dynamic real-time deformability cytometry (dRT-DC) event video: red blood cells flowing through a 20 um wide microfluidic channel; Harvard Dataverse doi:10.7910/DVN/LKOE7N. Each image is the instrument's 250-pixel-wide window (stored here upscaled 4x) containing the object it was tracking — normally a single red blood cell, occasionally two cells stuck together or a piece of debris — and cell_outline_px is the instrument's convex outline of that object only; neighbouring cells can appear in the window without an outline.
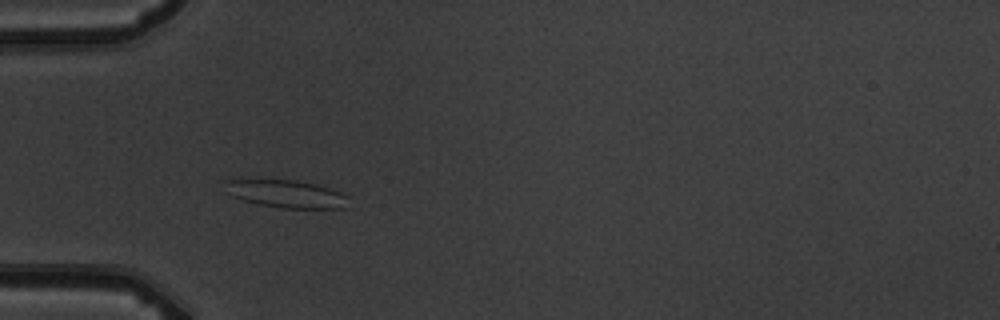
{"species": "common noctule bat (a hibernating species)", "species_latin": "Nyctalus noctula", "temperature_condition": "warm", "stored_images_in_passage": 4, "camera_frame_rate_fps": 3000, "um_per_image_px": 0.085, "animal": {"sex": "male", "body_mass_g": 19.5, "forearm_length_mm": 54.6}, "frame": {"image": 1, "passage_image": 3, "time_ms": 2.667, "image_size_px": [1000, 320], "cell_outline_px": [[348, 208], [280, 208], [260, 204], [244, 200], [232, 196], [224, 192], [224, 180], [240, 176], [296, 180], [316, 184], [340, 192], [348, 196]], "centroid_in_image_um": [24.19, 16.42], "position_along_channel_um": 60.8, "area_um2": 20.98}}
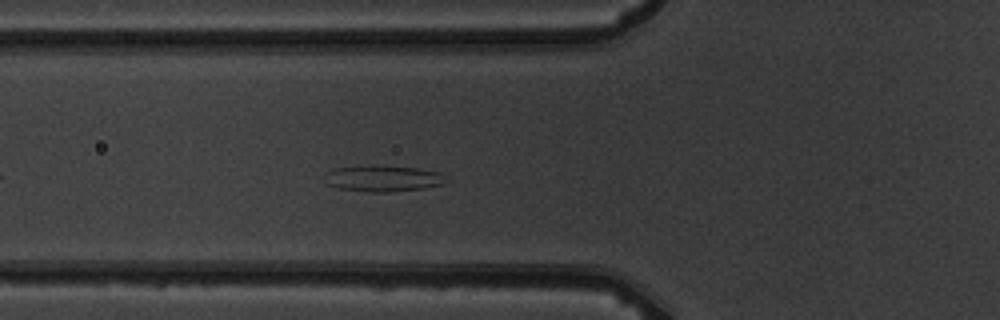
{"frame": {"image": 2, "passage_image": 4, "time_ms": 3.667, "image_size_px": [1000, 320], "cell_outline_px": [[448, 180], [444, 184], [424, 188], [392, 192], [368, 192], [340, 188], [324, 184], [324, 172], [336, 168], [368, 164], [416, 168], [440, 172]], "centroid_in_image_um": [32.51, 15.16], "position_along_channel_um": 93.3, "area_um2": 18.96}}